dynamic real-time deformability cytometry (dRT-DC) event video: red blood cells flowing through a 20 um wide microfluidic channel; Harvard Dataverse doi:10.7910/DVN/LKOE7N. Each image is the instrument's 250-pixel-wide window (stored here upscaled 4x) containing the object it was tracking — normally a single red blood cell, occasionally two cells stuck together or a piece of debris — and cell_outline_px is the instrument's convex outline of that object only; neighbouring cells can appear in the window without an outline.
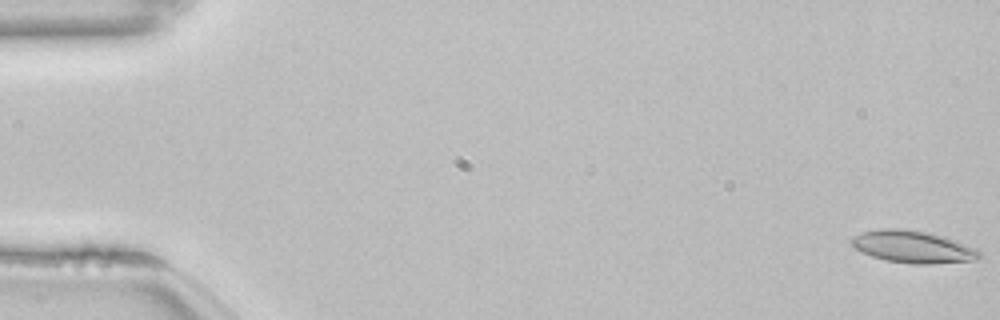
{"species": "common noctule bat (a hibernating species)", "species_latin": "Nyctalus noctula", "temperature_condition": "room temperature", "stored_images_in_passage": 54, "camera_frame_rate_fps": 3000, "um_per_image_px": 0.085, "animal": {"sex": "female", "body_mass_g": 22.7, "forearm_length_mm": 54.2}, "frame": {"image": 1, "passage_image": 1, "time_ms": 0.0, "image_size_px": [1000, 320], "cell_outline_px": [[980, 256], [976, 260], [932, 264], [912, 264], [884, 260], [872, 256], [856, 248], [852, 244], [852, 236], [876, 228], [900, 228], [928, 232], [944, 236], [976, 248], [980, 252]], "centroid_in_image_um": [77.61, 20.97], "position_along_channel_um": 7.4, "area_um2": 23.99}}
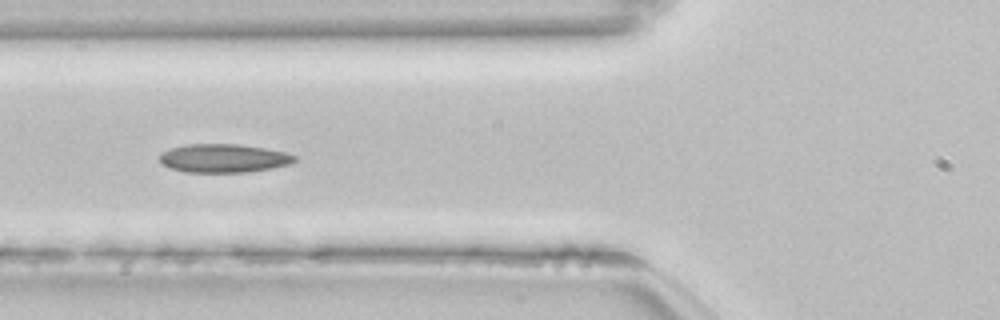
{"frame": {"image": 2, "passage_image": 21, "time_ms": 6.667, "image_size_px": [1000, 320], "cell_outline_px": [[296, 160], [292, 164], [272, 168], [248, 172], [184, 172], [172, 168], [164, 164], [160, 160], [160, 156], [164, 152], [172, 148], [188, 144], [240, 144], [264, 148], [284, 152], [296, 156]], "centroid_in_image_um": [19.06, 13.45], "position_along_channel_um": 106.7, "area_um2": 22.25}}
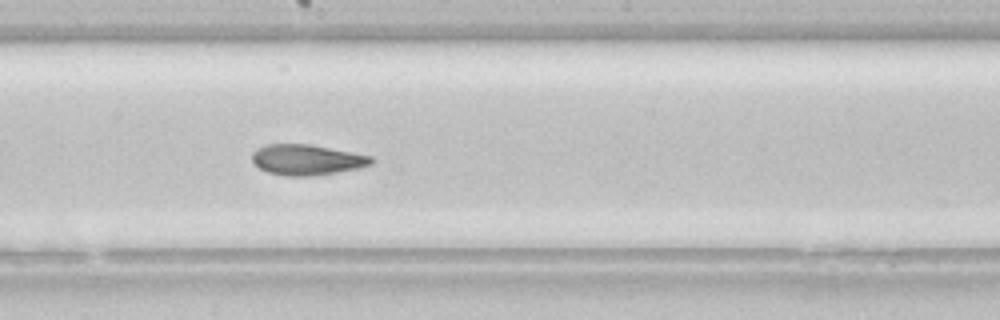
{"frame": {"image": 3, "passage_image": 30, "time_ms": 9.667, "image_size_px": [1000, 320], "cell_outline_px": [[372, 164], [360, 168], [336, 172], [308, 176], [284, 176], [268, 172], [260, 168], [252, 160], [252, 152], [256, 148], [268, 144], [312, 144], [372, 156]], "centroid_in_image_um": [26.07, 13.57], "position_along_channel_um": 222.1, "area_um2": 21.21}, "authors_computed_cell_mechanics": {"area_um2": 22.7154, "velocity_mm_per_s": 3.8409, "shape_relaxation_time_tau1_ms": null, "shape_relaxation_time_tau2_ms": 2.9992, "deformation_change_tau1": null, "deformation_change_tau2": 0.0835}}